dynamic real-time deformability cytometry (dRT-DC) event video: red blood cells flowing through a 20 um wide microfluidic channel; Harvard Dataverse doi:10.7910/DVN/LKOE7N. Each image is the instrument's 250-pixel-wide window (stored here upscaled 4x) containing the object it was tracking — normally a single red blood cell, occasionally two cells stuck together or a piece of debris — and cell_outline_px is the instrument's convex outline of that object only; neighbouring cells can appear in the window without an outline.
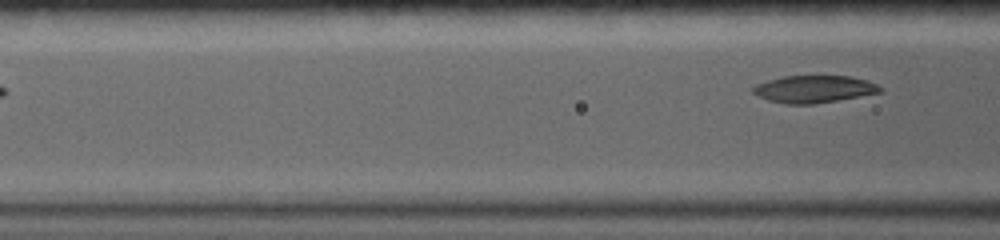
{"species": "common noctule bat (a hibernating species)", "species_latin": "Nyctalus noctula", "temperature_condition": "warm", "stored_images_in_passage": 6, "segment_of_instrument_passage": [2, 2], "camera_frame_rate_fps": 5000, "um_per_image_px": 0.085, "animal": {"sex": "female", "body_mass_g": 19.0, "forearm_length_mm": 56.7}, "frame": {"image": 1, "passage_image": 6, "time_ms": 5.2, "image_size_px": [1000, 240], "cell_outline_px": [[884, 92], [812, 104], [784, 104], [768, 100], [752, 92], [752, 88], [756, 84], [768, 80], [784, 76], [848, 76], [864, 80], [876, 84], [884, 88]], "centroid_in_image_um": [69.19, 7.57], "position_along_channel_um": 97.4, "area_um2": 20.06}}